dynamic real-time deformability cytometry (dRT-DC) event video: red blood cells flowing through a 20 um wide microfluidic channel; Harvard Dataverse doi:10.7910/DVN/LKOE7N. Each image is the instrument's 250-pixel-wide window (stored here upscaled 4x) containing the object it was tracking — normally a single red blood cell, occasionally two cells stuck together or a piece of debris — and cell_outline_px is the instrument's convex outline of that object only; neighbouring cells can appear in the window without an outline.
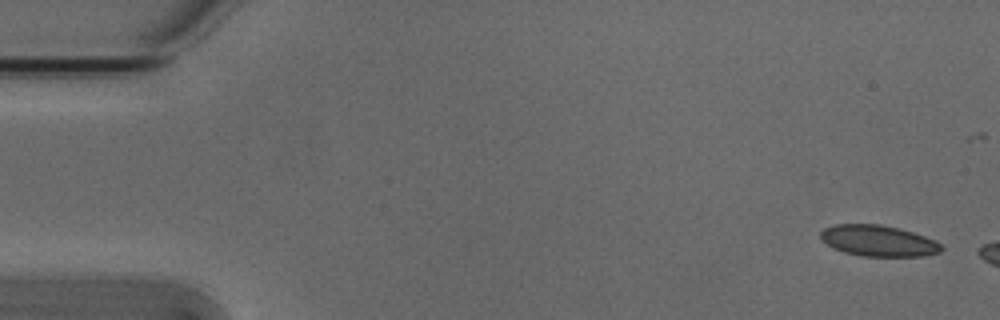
{"species": "Egyptian fruit bat (a non-hibernating species)", "species_latin": "Rousettus aegyptiacus", "temperature_condition": "cold", "stored_images_in_passage": 3, "camera_frame_rate_fps": 3000, "um_per_image_px": 0.085, "animal": {"sex": "male"}, "frame": {"image": 1, "passage_image": 1, "time_ms": 0.0, "image_size_px": [1000, 320], "cell_outline_px": [[944, 248], [940, 252], [924, 256], [860, 256], [844, 252], [828, 244], [820, 236], [820, 232], [824, 228], [836, 224], [880, 224], [900, 228], [936, 240]], "centroid_in_image_um": [74.69, 20.46], "position_along_channel_um": 10.3, "area_um2": 21.79}}